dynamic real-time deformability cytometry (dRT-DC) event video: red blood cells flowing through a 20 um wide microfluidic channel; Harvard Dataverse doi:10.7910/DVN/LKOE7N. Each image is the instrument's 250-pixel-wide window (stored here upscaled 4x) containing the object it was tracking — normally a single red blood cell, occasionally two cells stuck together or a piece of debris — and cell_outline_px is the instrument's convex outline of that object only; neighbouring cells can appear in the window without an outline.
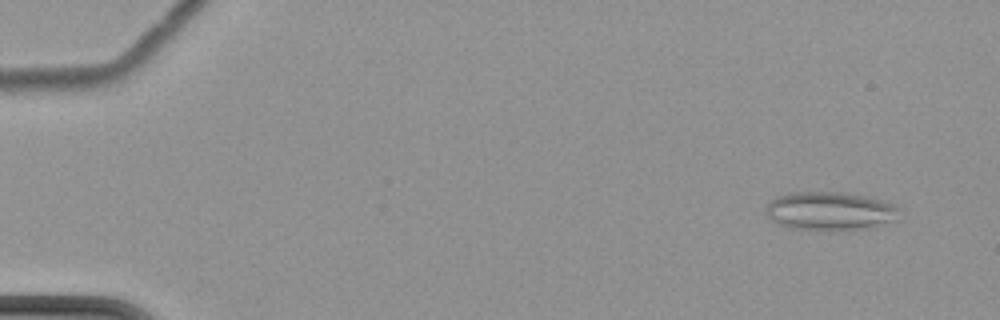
{"species": "common noctule bat (a hibernating species)", "species_latin": "Nyctalus noctula", "temperature_condition": "cold", "stored_images_in_passage": 8, "camera_frame_rate_fps": 3000, "um_per_image_px": 0.085, "animal": {"sex": "female", "body_mass_g": 22.7, "forearm_length_mm": 54.2}, "frame": {"image": 1, "passage_image": 2, "time_ms": 1.333, "image_size_px": [1000, 320], "cell_outline_px": [[900, 208], [896, 220], [868, 228], [792, 228], [776, 224], [768, 216], [764, 208], [776, 196], [788, 192], [848, 192], [880, 200], [892, 204]], "centroid_in_image_um": [70.52, 17.9], "position_along_channel_um": 14.5, "area_um2": 29.36}}
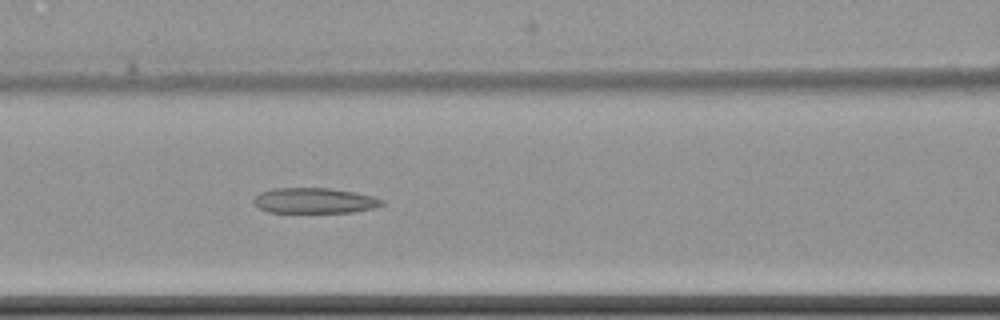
{"frame": {"image": 2, "passage_image": 8, "time_ms": 9.333, "image_size_px": [1000, 320], "cell_outline_px": [[384, 204], [376, 208], [352, 212], [268, 212], [260, 208], [252, 200], [260, 192], [272, 188], [328, 188], [352, 192], [372, 196], [384, 200]], "centroid_in_image_um": [26.73, 17.05], "position_along_channel_um": 139.9, "area_um2": 18.9}}